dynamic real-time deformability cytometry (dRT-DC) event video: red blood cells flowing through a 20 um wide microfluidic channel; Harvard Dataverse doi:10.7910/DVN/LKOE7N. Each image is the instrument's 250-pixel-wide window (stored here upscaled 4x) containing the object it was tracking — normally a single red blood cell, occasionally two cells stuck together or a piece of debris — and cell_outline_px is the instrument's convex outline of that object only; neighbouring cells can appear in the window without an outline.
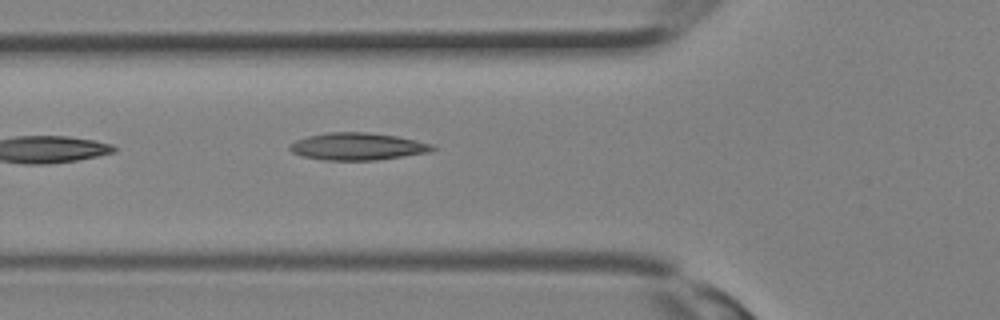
{"species": "Egyptian fruit bat (a non-hibernating species)", "species_latin": "Rousettus aegyptiacus", "temperature_condition": "room temperature", "stored_images_in_passage": 4, "camera_frame_rate_fps": 3000, "um_per_image_px": 0.085, "animal": {"sex": "female"}, "frame": {"image": 1, "passage_image": 4, "time_ms": 1.0, "image_size_px": [1000, 320], "cell_outline_px": [[436, 148], [428, 152], [376, 160], [324, 160], [300, 156], [292, 152], [288, 148], [288, 144], [296, 140], [308, 136], [328, 132], [368, 132], [396, 136], [416, 140], [432, 144]], "centroid_in_image_um": [30.34, 12.44], "position_along_channel_um": 95.5, "area_um2": 22.66}}